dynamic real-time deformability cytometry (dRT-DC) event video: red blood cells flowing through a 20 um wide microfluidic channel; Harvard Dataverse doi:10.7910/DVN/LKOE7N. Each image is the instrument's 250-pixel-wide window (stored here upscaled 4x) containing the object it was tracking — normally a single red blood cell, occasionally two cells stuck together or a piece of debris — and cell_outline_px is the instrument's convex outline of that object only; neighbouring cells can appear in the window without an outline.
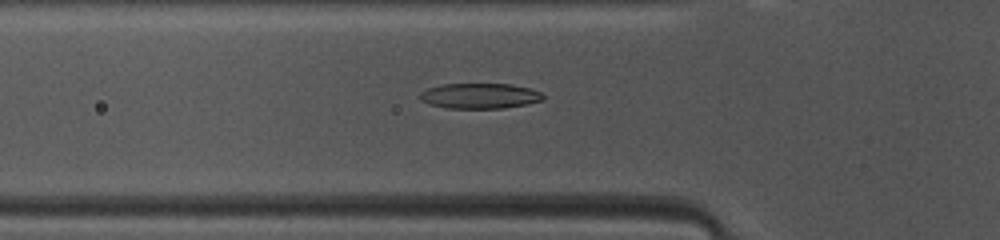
{"species": "common noctule bat (a hibernating species)", "species_latin": "Nyctalus noctula", "temperature_condition": "warm", "stored_images_in_passage": 47, "camera_frame_rate_fps": 3000, "um_per_image_px": 0.085, "animal": {"sex": "female", "body_mass_g": 10.0, "forearm_length_mm": 53.1}, "frame": {"image": 1, "passage_image": 14, "time_ms": 4.333, "image_size_px": [1000, 240], "cell_outline_px": [[544, 100], [504, 108], [448, 108], [428, 104], [420, 96], [420, 92], [428, 88], [444, 84], [512, 84], [528, 88], [540, 92], [544, 96]], "centroid_in_image_um": [40.79, 8.15], "position_along_channel_um": 85.0, "area_um2": 17.98}}
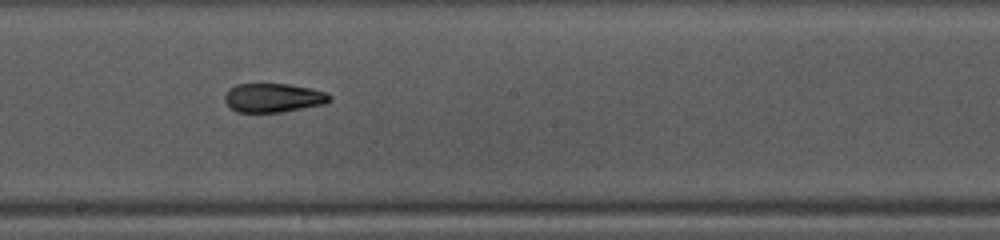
{"frame": {"image": 2, "passage_image": 24, "time_ms": 7.667, "image_size_px": [1000, 240], "cell_outline_px": [[332, 100], [324, 104], [280, 112], [236, 112], [224, 100], [224, 96], [228, 88], [236, 84], [288, 84], [312, 88], [324, 92], [332, 96]], "centroid_in_image_um": [23.22, 8.3], "position_along_channel_um": 225.0, "area_um2": 17.69}}
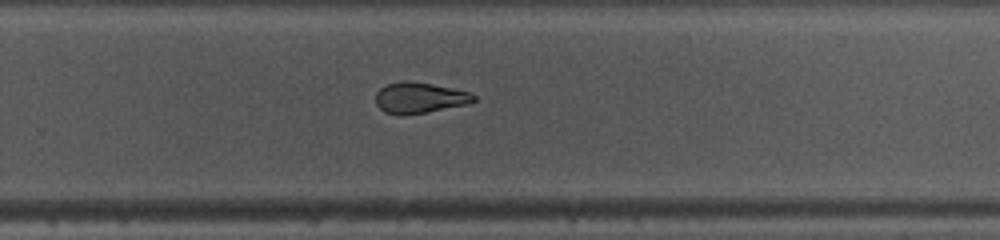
{"frame": {"image": 3, "passage_image": 29, "time_ms": 9.333, "image_size_px": [1000, 240], "cell_outline_px": [[476, 100], [468, 104], [428, 112], [384, 112], [376, 104], [376, 92], [380, 88], [388, 84], [404, 80], [432, 84], [452, 88], [468, 92], [476, 96]], "centroid_in_image_um": [35.69, 8.28], "position_along_channel_um": 294.1, "area_um2": 17.05}, "authors_computed_cell_mechanics": {"area_um2": 18.7272, "velocity_mm_per_s": 4.1706, "shape_relaxation_time_tau1_ms": null, "shape_relaxation_time_tau2_ms": 2.7702, "deformation_change_tau1": null, "deformation_change_tau2": 0.1079}}